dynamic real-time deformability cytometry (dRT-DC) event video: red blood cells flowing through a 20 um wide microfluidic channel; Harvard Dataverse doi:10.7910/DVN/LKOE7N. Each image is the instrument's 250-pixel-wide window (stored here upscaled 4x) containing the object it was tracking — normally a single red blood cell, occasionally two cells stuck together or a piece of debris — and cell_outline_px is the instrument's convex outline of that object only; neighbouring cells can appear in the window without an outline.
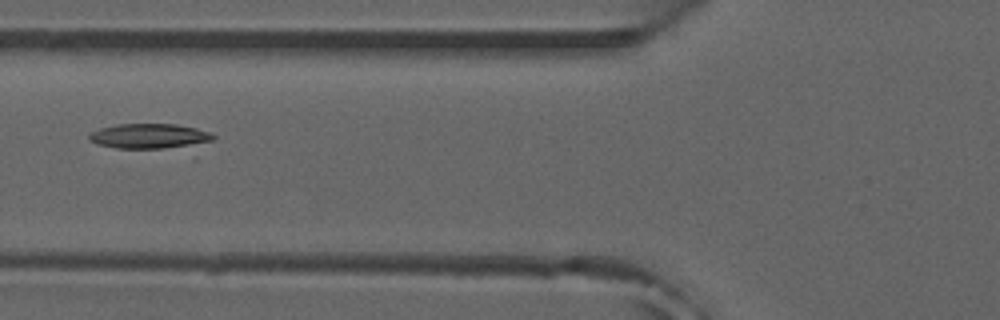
{"species": "common noctule bat (a hibernating species)", "species_latin": "Nyctalus noctula", "temperature_condition": "room temperature", "stored_images_in_passage": 6, "camera_frame_rate_fps": 3000, "um_per_image_px": 0.085, "animal": {"sex": "male", "forearm_length_mm": 52.5}, "frame": {"image": 1, "passage_image": 5, "time_ms": 1.333, "image_size_px": [1000, 320], "cell_outline_px": [[216, 136], [196, 160], [116, 148], [100, 144], [88, 140], [88, 136], [92, 132], [100, 128], [116, 124], [176, 124], [196, 128], [208, 132]], "centroid_in_image_um": [13.19, 11.83], "position_along_channel_um": 112.6, "area_um2": 22.66}}
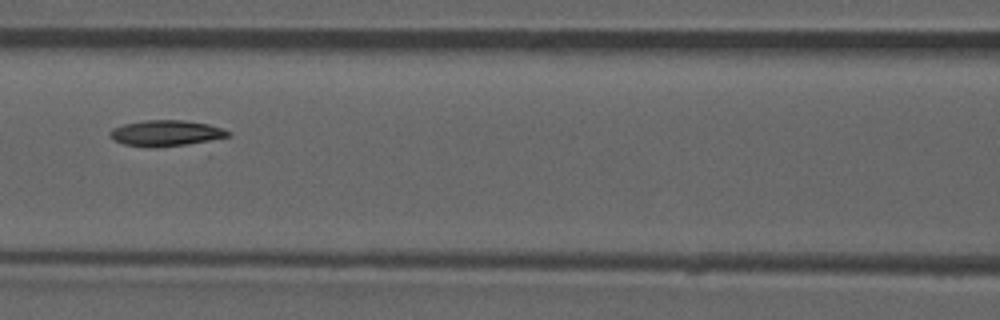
{"frame": {"image": 2, "passage_image": 6, "time_ms": 1.667, "image_size_px": [1000, 320], "cell_outline_px": [[232, 132], [228, 136], [200, 144], [152, 148], [124, 144], [116, 140], [108, 132], [112, 128], [124, 124], [144, 120], [184, 120], [208, 124]], "centroid_in_image_um": [14.16, 11.33], "position_along_channel_um": 152.4, "area_um2": 18.09}}